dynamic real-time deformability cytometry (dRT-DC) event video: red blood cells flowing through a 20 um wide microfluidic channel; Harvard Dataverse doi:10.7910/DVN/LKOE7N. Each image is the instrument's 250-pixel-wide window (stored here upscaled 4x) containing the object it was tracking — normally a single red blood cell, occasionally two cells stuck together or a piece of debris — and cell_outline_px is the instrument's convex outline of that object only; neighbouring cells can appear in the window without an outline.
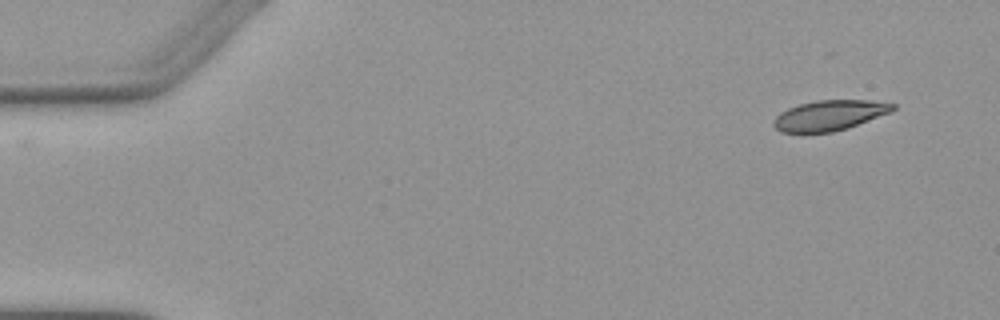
{"species": "Egyptian fruit bat (a non-hibernating species)", "species_latin": "Rousettus aegyptiacus", "temperature_condition": "warm", "stored_images_in_passage": 2, "camera_frame_rate_fps": 3000, "um_per_image_px": 0.085, "animal": {"sex": "female"}, "frame": {"image": 1, "passage_image": 2, "time_ms": 1.333, "image_size_px": [1000, 320], "cell_outline_px": [[896, 108], [892, 112], [848, 128], [832, 132], [780, 132], [772, 124], [776, 116], [780, 112], [788, 108], [800, 104], [816, 100], [868, 100], [896, 104]], "centroid_in_image_um": [70.53, 9.8], "position_along_channel_um": 14.5, "area_um2": 21.04}}